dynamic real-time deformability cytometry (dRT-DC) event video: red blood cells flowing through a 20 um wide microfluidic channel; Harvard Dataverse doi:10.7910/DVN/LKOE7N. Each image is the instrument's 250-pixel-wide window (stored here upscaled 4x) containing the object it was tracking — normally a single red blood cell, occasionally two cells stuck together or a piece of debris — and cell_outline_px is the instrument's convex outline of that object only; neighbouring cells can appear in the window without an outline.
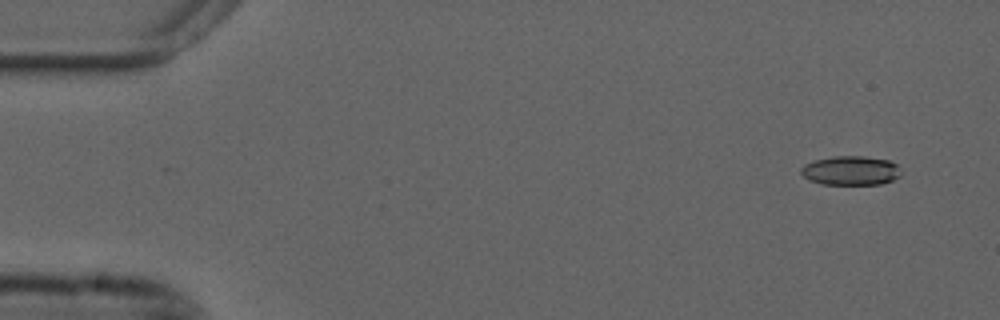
{"species": "common noctule bat (a hibernating species)", "species_latin": "Nyctalus noctula", "temperature_condition": "cold", "stored_images_in_passage": 50, "camera_frame_rate_fps": 3000, "um_per_image_px": 0.085, "animal": {"sex": "male", "forearm_length_mm": 52.5}, "frame": {"image": 1, "passage_image": 3, "time_ms": 0.667, "image_size_px": [1000, 320], "cell_outline_px": [[900, 176], [892, 180], [880, 184], [824, 184], [808, 180], [800, 172], [800, 168], [804, 164], [812, 160], [832, 156], [864, 156], [888, 160], [896, 164], [900, 168]], "centroid_in_image_um": [72.28, 14.49], "position_along_channel_um": 12.7, "area_um2": 17.11}}
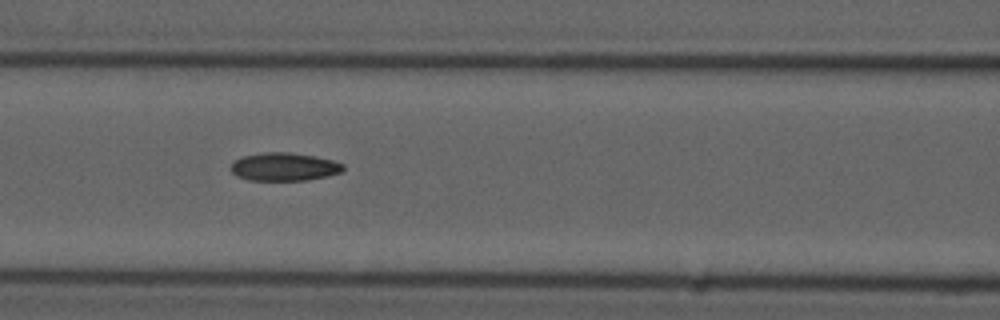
{"frame": {"image": 2, "passage_image": 23, "time_ms": 7.333, "image_size_px": [1000, 320], "cell_outline_px": [[344, 168], [340, 172], [328, 176], [308, 180], [248, 180], [236, 176], [232, 172], [232, 164], [236, 160], [244, 156], [264, 152], [288, 152], [316, 156], [332, 160], [344, 164]], "centroid_in_image_um": [24.18, 14.18], "position_along_channel_um": 142.4, "area_um2": 18.32}}
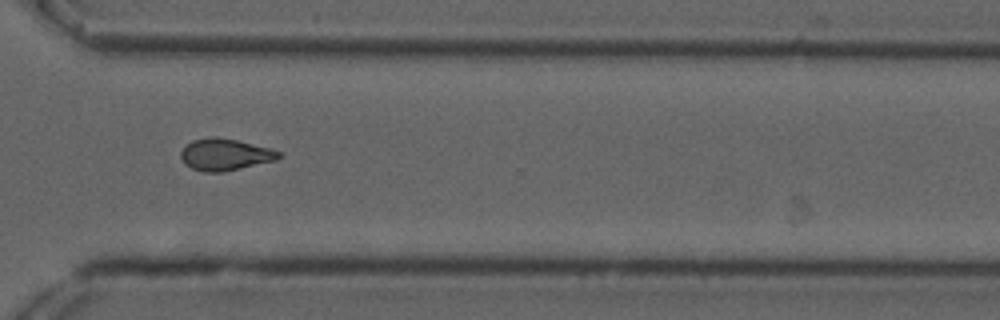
{"frame": {"image": 3, "passage_image": 40, "time_ms": 13.0, "image_size_px": [1000, 320], "cell_outline_px": [[284, 156], [276, 160], [220, 172], [204, 172], [192, 168], [184, 164], [180, 156], [180, 152], [192, 140], [208, 136], [216, 136], [236, 140], [272, 148], [280, 152]], "centroid_in_image_um": [19.13, 13.12], "position_along_channel_um": 351.5, "area_um2": 18.15}}